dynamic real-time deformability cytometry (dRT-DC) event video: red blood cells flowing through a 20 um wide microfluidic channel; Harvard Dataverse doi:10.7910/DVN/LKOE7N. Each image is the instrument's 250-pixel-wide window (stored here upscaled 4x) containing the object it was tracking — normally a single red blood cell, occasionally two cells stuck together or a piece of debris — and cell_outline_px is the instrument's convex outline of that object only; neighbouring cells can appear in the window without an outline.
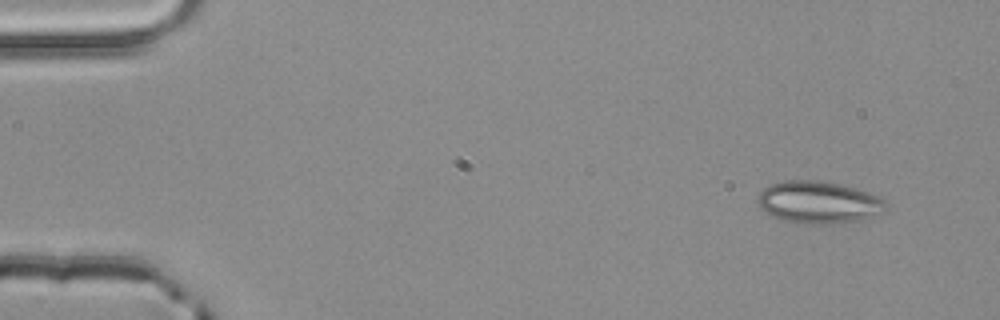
{"species": "common noctule bat (a hibernating species)", "species_latin": "Nyctalus noctula", "temperature_condition": "room temperature", "stored_images_in_passage": 4, "camera_frame_rate_fps": 3000, "um_per_image_px": 0.085, "animal": {"sex": "male", "body_mass_g": 20.4}, "frame": {"image": 1, "passage_image": 1, "time_ms": 0.0, "image_size_px": [1000, 320], "cell_outline_px": [[884, 212], [856, 220], [828, 224], [812, 224], [784, 220], [772, 216], [760, 208], [756, 200], [760, 192], [768, 184], [788, 180], [820, 180], [840, 184], [868, 192], [880, 196], [884, 200]], "centroid_in_image_um": [69.53, 17.17], "position_along_channel_um": 15.5, "area_um2": 31.27}}